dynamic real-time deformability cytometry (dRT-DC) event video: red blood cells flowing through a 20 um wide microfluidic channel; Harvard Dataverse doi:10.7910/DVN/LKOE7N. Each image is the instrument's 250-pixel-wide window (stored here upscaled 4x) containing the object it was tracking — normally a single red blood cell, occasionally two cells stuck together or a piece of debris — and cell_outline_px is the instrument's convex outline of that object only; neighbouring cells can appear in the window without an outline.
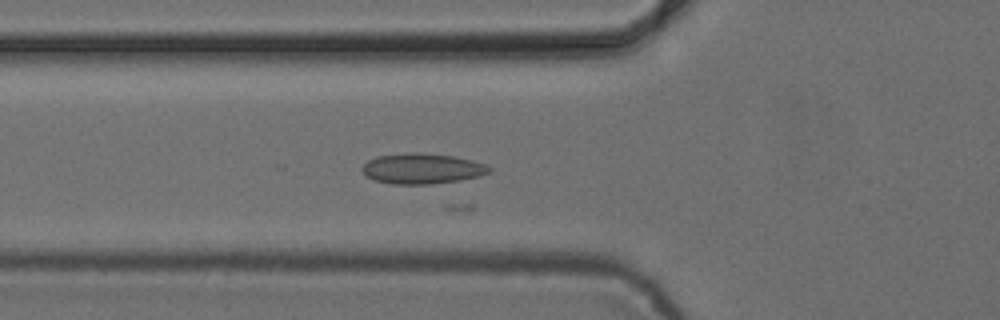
{"species": "common noctule bat (a hibernating species)", "species_latin": "Nyctalus noctula", "temperature_condition": "cold", "stored_images_in_passage": 30, "camera_frame_rate_fps": 3000, "um_per_image_px": 0.085, "animal": {"sex": "female", "body_mass_g": 24.6, "forearm_length_mm": 56.2}, "frame": {"image": 1, "passage_image": 18, "time_ms": 5.667, "image_size_px": [1000, 320], "cell_outline_px": [[492, 172], [480, 176], [460, 180], [432, 184], [392, 184], [376, 180], [364, 176], [360, 168], [368, 160], [376, 156], [412, 152], [452, 156], [472, 160], [484, 164], [492, 168]], "centroid_in_image_um": [35.86, 14.34], "position_along_channel_um": 89.9, "area_um2": 22.6}}